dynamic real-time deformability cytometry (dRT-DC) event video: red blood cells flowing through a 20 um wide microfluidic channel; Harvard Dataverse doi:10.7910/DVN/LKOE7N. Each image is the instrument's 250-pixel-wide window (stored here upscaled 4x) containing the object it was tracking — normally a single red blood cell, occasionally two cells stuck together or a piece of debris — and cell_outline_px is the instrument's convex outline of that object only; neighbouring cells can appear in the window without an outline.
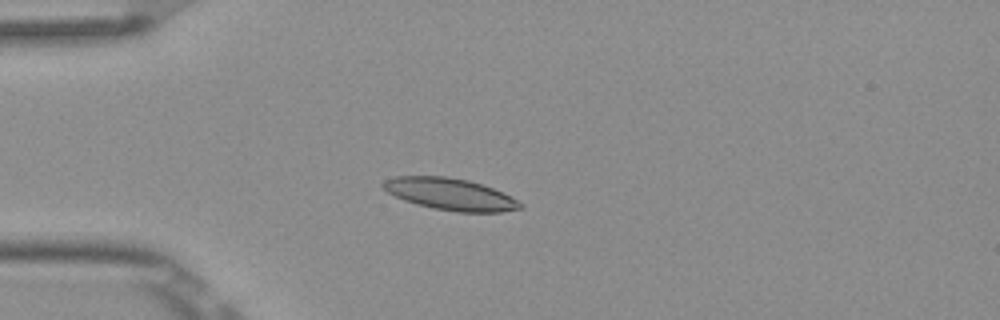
{"species": "Egyptian fruit bat (a non-hibernating species)", "species_latin": "Rousettus aegyptiacus", "temperature_condition": "room temperature", "stored_images_in_passage": 6, "camera_frame_rate_fps": 3000, "um_per_image_px": 0.085, "frame": {"image": 1, "passage_image": 2, "time_ms": 0.333, "image_size_px": [1000, 320], "cell_outline_px": [[524, 208], [500, 212], [456, 212], [432, 208], [416, 204], [404, 200], [388, 192], [380, 184], [384, 180], [396, 176], [444, 176], [468, 180], [492, 188], [512, 196], [524, 204]], "centroid_in_image_um": [38.29, 16.51], "position_along_channel_um": 46.7, "area_um2": 25.49}}
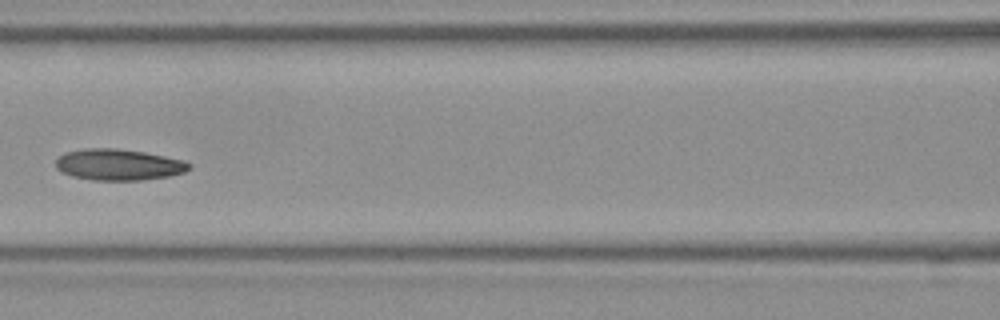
{"frame": {"image": 2, "passage_image": 5, "time_ms": 1.333, "image_size_px": [1000, 320], "cell_outline_px": [[192, 168], [184, 172], [168, 176], [140, 180], [92, 180], [72, 176], [56, 168], [56, 160], [64, 152], [84, 148], [116, 148], [144, 152], [184, 160], [192, 164]], "centroid_in_image_um": [10.09, 13.99], "position_along_channel_um": 156.5, "area_um2": 24.28}}
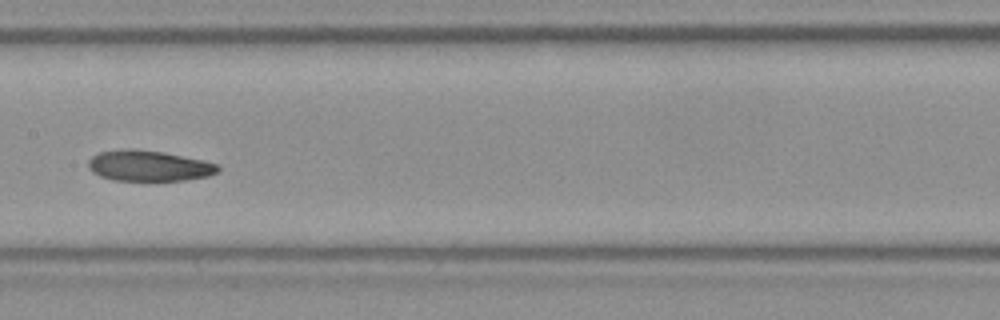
{"frame": {"image": 3, "passage_image": 6, "time_ms": 1.667, "image_size_px": [1000, 320], "cell_outline_px": [[220, 168], [216, 172], [208, 176], [184, 180], [112, 180], [100, 176], [92, 172], [88, 168], [88, 160], [92, 156], [100, 152], [128, 148], [132, 148], [164, 152], [204, 160], [216, 164]], "centroid_in_image_um": [12.62, 14.08], "position_along_channel_um": 194.8, "area_um2": 23.18}}